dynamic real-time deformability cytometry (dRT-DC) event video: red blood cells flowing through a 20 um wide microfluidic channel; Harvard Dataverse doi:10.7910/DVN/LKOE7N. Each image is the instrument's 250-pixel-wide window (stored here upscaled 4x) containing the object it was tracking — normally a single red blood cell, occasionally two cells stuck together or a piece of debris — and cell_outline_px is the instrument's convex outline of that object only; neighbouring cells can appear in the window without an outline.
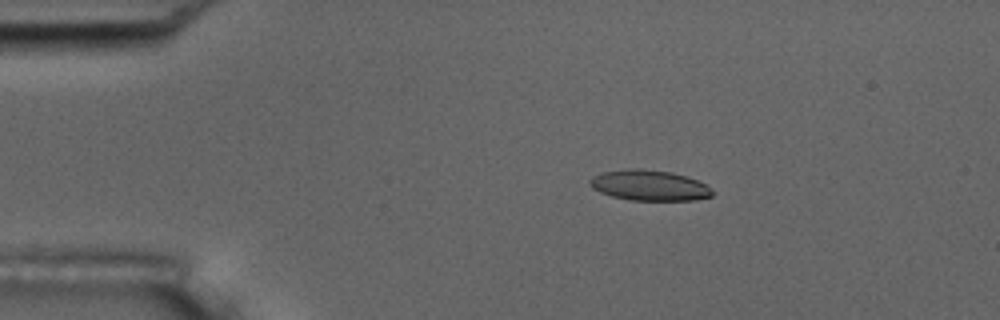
{"species": "common noctule bat (a hibernating species)", "species_latin": "Nyctalus noctula", "temperature_condition": "room temperature", "stored_images_in_passage": 5, "camera_frame_rate_fps": 3000, "um_per_image_px": 0.085, "animal": {"sex": "male", "body_mass_g": 17.5, "forearm_length_mm": 52.3}, "frame": {"image": 1, "passage_image": 4, "time_ms": 3.333, "image_size_px": [1000, 320], "cell_outline_px": [[712, 196], [696, 200], [628, 200], [612, 196], [600, 192], [592, 188], [588, 184], [588, 180], [592, 176], [600, 172], [628, 168], [640, 168], [672, 172], [696, 180], [704, 184], [712, 192]], "centroid_in_image_um": [55.11, 15.75], "position_along_channel_um": 29.9, "area_um2": 21.85}}